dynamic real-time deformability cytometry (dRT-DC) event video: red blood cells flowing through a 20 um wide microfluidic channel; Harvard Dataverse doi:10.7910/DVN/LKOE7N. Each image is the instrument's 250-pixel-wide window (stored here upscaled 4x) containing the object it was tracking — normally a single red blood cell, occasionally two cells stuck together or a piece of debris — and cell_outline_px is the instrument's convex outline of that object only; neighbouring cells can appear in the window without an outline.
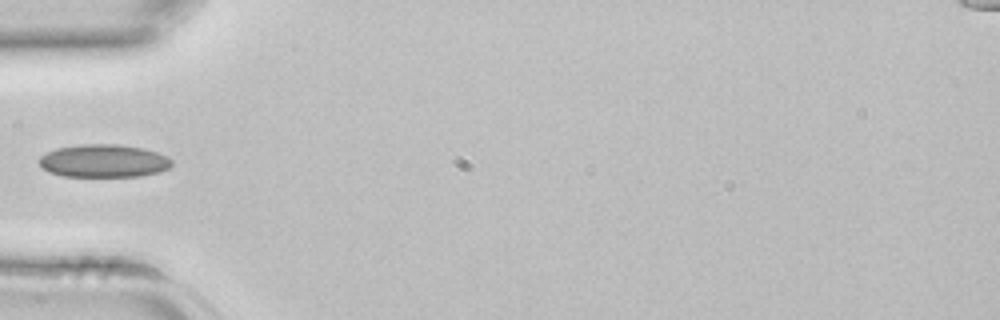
{"species": "common noctule bat (a hibernating species)", "species_latin": "Nyctalus noctula", "temperature_condition": "room temperature", "stored_images_in_passage": 4, "camera_frame_rate_fps": 3000, "um_per_image_px": 0.085, "animal": {"sex": "female", "body_mass_g": 22.7, "forearm_length_mm": 54.2}, "frame": {"image": 1, "passage_image": 4, "time_ms": 1.0, "image_size_px": [1000, 320], "cell_outline_px": [[172, 164], [168, 168], [160, 172], [140, 176], [64, 176], [48, 172], [40, 164], [40, 156], [56, 148], [80, 144], [116, 144], [144, 148], [168, 156], [172, 160]], "centroid_in_image_um": [8.84, 13.67], "position_along_channel_um": 76.2, "area_um2": 25.43}}